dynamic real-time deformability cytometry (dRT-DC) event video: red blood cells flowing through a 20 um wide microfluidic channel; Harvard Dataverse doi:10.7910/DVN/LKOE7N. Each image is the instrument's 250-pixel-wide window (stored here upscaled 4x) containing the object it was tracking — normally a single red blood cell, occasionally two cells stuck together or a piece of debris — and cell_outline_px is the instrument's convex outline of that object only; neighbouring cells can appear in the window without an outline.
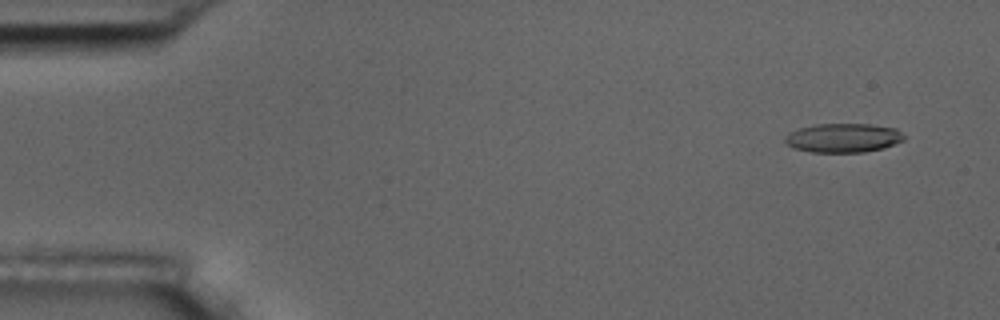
{"species": "common noctule bat (a hibernating species)", "species_latin": "Nyctalus noctula", "temperature_condition": "room temperature", "stored_images_in_passage": 5, "camera_frame_rate_fps": 3000, "um_per_image_px": 0.085, "animal": {"sex": "male", "body_mass_g": 17.5, "forearm_length_mm": 52.3}, "frame": {"image": 1, "passage_image": 1, "time_ms": 0.0, "image_size_px": [1000, 320], "cell_outline_px": [[904, 140], [884, 148], [864, 152], [812, 152], [792, 148], [784, 140], [784, 136], [788, 132], [796, 128], [816, 124], [872, 124], [896, 128], [904, 136]], "centroid_in_image_um": [71.64, 11.71], "position_along_channel_um": 13.4, "area_um2": 20.35}}